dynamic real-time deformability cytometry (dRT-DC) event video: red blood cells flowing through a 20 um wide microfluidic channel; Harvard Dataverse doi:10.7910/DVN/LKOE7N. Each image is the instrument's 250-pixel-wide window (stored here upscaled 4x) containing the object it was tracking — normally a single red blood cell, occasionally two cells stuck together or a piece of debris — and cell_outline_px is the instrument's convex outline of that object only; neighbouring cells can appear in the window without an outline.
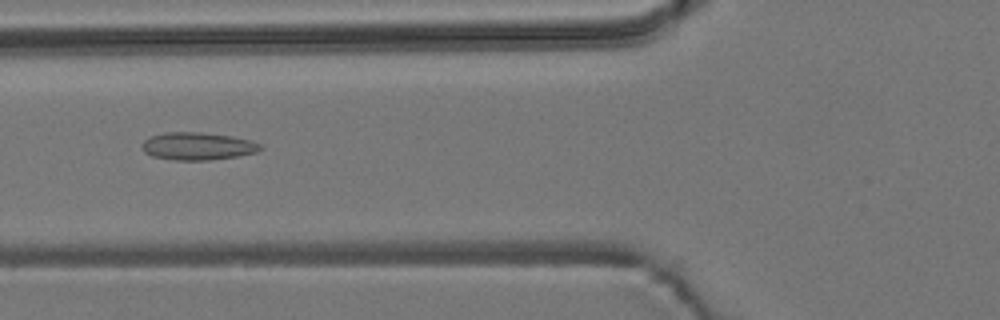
{"species": "common noctule bat (a hibernating species)", "species_latin": "Nyctalus noctula", "temperature_condition": "room temperature", "stored_images_in_passage": 9, "camera_frame_rate_fps": 3000, "um_per_image_px": 0.085, "animal": {"sex": "male", "body_mass_g": 19.2, "forearm_length_mm": 51.8}, "frame": {"image": 1, "passage_image": 4, "time_ms": 1.0, "image_size_px": [1000, 320], "cell_outline_px": [[264, 148], [256, 152], [236, 156], [208, 160], [176, 160], [152, 156], [144, 152], [144, 140], [152, 136], [164, 132], [200, 132], [232, 136], [252, 140], [260, 144]], "centroid_in_image_um": [16.84, 12.42], "position_along_channel_um": 109.0, "area_um2": 18.9}}
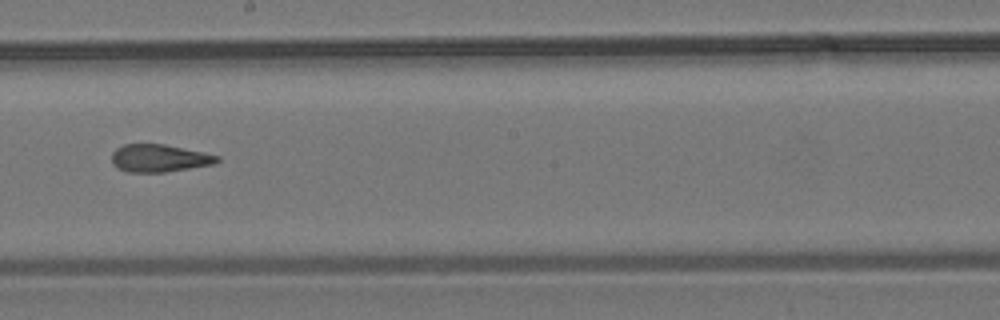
{"frame": {"image": 2, "passage_image": 7, "time_ms": 2.0, "image_size_px": [1000, 320], "cell_outline_px": [[220, 160], [216, 164], [164, 172], [128, 172], [112, 164], [112, 152], [116, 148], [124, 144], [164, 144], [204, 152], [220, 156]], "centroid_in_image_um": [13.56, 13.44], "position_along_channel_um": 234.6, "area_um2": 16.99}}
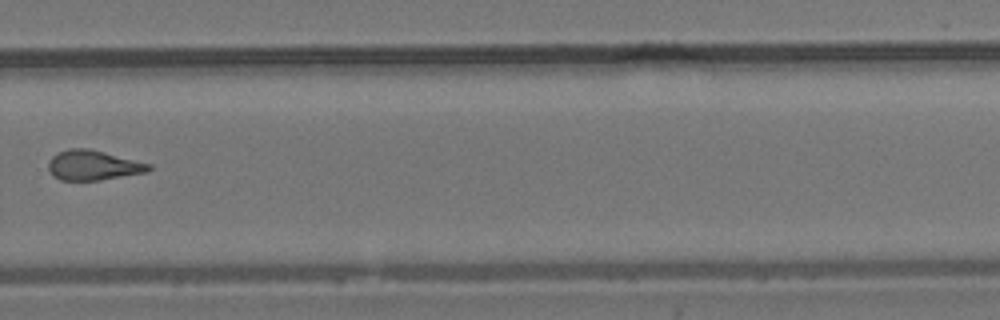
{"frame": {"image": 3, "passage_image": 9, "time_ms": 2.667, "image_size_px": [1000, 320], "cell_outline_px": [[152, 168], [148, 172], [100, 180], [60, 180], [52, 176], [48, 168], [48, 160], [52, 156], [68, 148], [88, 148], [152, 164]], "centroid_in_image_um": [7.91, 14.05], "position_along_channel_um": 321.9, "area_um2": 17.57}}